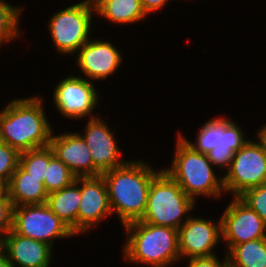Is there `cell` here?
Segmentation results:
<instances>
[{
  "label": "cell",
  "mask_w": 266,
  "mask_h": 267,
  "mask_svg": "<svg viewBox=\"0 0 266 267\" xmlns=\"http://www.w3.org/2000/svg\"><path fill=\"white\" fill-rule=\"evenodd\" d=\"M141 158H131L123 166L101 174L107 185L113 217L119 219L120 226L143 217L150 184L163 170L146 161L149 158Z\"/></svg>",
  "instance_id": "1"
},
{
  "label": "cell",
  "mask_w": 266,
  "mask_h": 267,
  "mask_svg": "<svg viewBox=\"0 0 266 267\" xmlns=\"http://www.w3.org/2000/svg\"><path fill=\"white\" fill-rule=\"evenodd\" d=\"M40 95L12 98L0 110V141L20 153L50 143L54 125Z\"/></svg>",
  "instance_id": "2"
},
{
  "label": "cell",
  "mask_w": 266,
  "mask_h": 267,
  "mask_svg": "<svg viewBox=\"0 0 266 267\" xmlns=\"http://www.w3.org/2000/svg\"><path fill=\"white\" fill-rule=\"evenodd\" d=\"M121 259L127 264L147 267H174L180 264L178 230L140 220L125 224ZM126 261V262H125Z\"/></svg>",
  "instance_id": "3"
},
{
  "label": "cell",
  "mask_w": 266,
  "mask_h": 267,
  "mask_svg": "<svg viewBox=\"0 0 266 267\" xmlns=\"http://www.w3.org/2000/svg\"><path fill=\"white\" fill-rule=\"evenodd\" d=\"M176 137L172 159L167 167L162 166L163 170L196 204L204 197L215 202L222 200L225 197L223 175L206 154L194 150L178 133Z\"/></svg>",
  "instance_id": "4"
},
{
  "label": "cell",
  "mask_w": 266,
  "mask_h": 267,
  "mask_svg": "<svg viewBox=\"0 0 266 267\" xmlns=\"http://www.w3.org/2000/svg\"><path fill=\"white\" fill-rule=\"evenodd\" d=\"M237 122L239 123L230 115L228 117L215 115L205 120L201 127L199 126L194 141L188 139L189 137L182 133L181 129L177 133L194 150L206 154L213 166L224 175L230 168L235 152L250 140L246 129H243L244 126L241 127Z\"/></svg>",
  "instance_id": "5"
},
{
  "label": "cell",
  "mask_w": 266,
  "mask_h": 267,
  "mask_svg": "<svg viewBox=\"0 0 266 267\" xmlns=\"http://www.w3.org/2000/svg\"><path fill=\"white\" fill-rule=\"evenodd\" d=\"M78 1L54 11L46 23L54 51L64 57H72L95 34L94 4L90 0Z\"/></svg>",
  "instance_id": "6"
},
{
  "label": "cell",
  "mask_w": 266,
  "mask_h": 267,
  "mask_svg": "<svg viewBox=\"0 0 266 267\" xmlns=\"http://www.w3.org/2000/svg\"><path fill=\"white\" fill-rule=\"evenodd\" d=\"M198 205L162 170L151 182L147 206L140 221L179 229Z\"/></svg>",
  "instance_id": "7"
},
{
  "label": "cell",
  "mask_w": 266,
  "mask_h": 267,
  "mask_svg": "<svg viewBox=\"0 0 266 267\" xmlns=\"http://www.w3.org/2000/svg\"><path fill=\"white\" fill-rule=\"evenodd\" d=\"M60 81L57 80L52 89L53 107L60 116L66 119L79 121L98 117L96 109H100L101 90L85 78L79 77L73 73L65 75ZM98 89V90H97ZM101 103V104H100ZM98 107V108H97Z\"/></svg>",
  "instance_id": "8"
},
{
  "label": "cell",
  "mask_w": 266,
  "mask_h": 267,
  "mask_svg": "<svg viewBox=\"0 0 266 267\" xmlns=\"http://www.w3.org/2000/svg\"><path fill=\"white\" fill-rule=\"evenodd\" d=\"M254 135V138H250L235 152L230 168L223 175L227 196L239 197L246 190L266 182V148L257 135Z\"/></svg>",
  "instance_id": "9"
},
{
  "label": "cell",
  "mask_w": 266,
  "mask_h": 267,
  "mask_svg": "<svg viewBox=\"0 0 266 267\" xmlns=\"http://www.w3.org/2000/svg\"><path fill=\"white\" fill-rule=\"evenodd\" d=\"M12 230L21 236L44 242L53 249L58 240L76 237L46 203L13 207Z\"/></svg>",
  "instance_id": "10"
},
{
  "label": "cell",
  "mask_w": 266,
  "mask_h": 267,
  "mask_svg": "<svg viewBox=\"0 0 266 267\" xmlns=\"http://www.w3.org/2000/svg\"><path fill=\"white\" fill-rule=\"evenodd\" d=\"M95 34L83 44L79 50L72 56L74 58L76 70L80 72L77 76L85 78L93 83L107 81L116 71L123 67L124 59L122 48L115 45L109 39L104 37H97ZM96 35V36H95ZM121 49V50H120ZM83 76H82V75ZM102 81V82H101Z\"/></svg>",
  "instance_id": "11"
},
{
  "label": "cell",
  "mask_w": 266,
  "mask_h": 267,
  "mask_svg": "<svg viewBox=\"0 0 266 267\" xmlns=\"http://www.w3.org/2000/svg\"><path fill=\"white\" fill-rule=\"evenodd\" d=\"M100 115L98 117L87 119L85 126L81 131H77L81 137L86 141L90 150L93 166L102 174L106 171L118 168L126 164L130 159H123L125 157L124 151L119 145L114 134L116 129L111 128ZM114 131V132H113Z\"/></svg>",
  "instance_id": "12"
},
{
  "label": "cell",
  "mask_w": 266,
  "mask_h": 267,
  "mask_svg": "<svg viewBox=\"0 0 266 267\" xmlns=\"http://www.w3.org/2000/svg\"><path fill=\"white\" fill-rule=\"evenodd\" d=\"M221 212V232L223 252L232 246L250 240L266 238V223L239 197L230 198ZM224 244V245H223Z\"/></svg>",
  "instance_id": "13"
},
{
  "label": "cell",
  "mask_w": 266,
  "mask_h": 267,
  "mask_svg": "<svg viewBox=\"0 0 266 267\" xmlns=\"http://www.w3.org/2000/svg\"><path fill=\"white\" fill-rule=\"evenodd\" d=\"M193 214L178 229L181 260L216 255L218 244L222 243L221 217L214 220Z\"/></svg>",
  "instance_id": "14"
},
{
  "label": "cell",
  "mask_w": 266,
  "mask_h": 267,
  "mask_svg": "<svg viewBox=\"0 0 266 267\" xmlns=\"http://www.w3.org/2000/svg\"><path fill=\"white\" fill-rule=\"evenodd\" d=\"M81 201L77 216V238L92 231L113 218L106 182L102 175L80 177Z\"/></svg>",
  "instance_id": "15"
},
{
  "label": "cell",
  "mask_w": 266,
  "mask_h": 267,
  "mask_svg": "<svg viewBox=\"0 0 266 267\" xmlns=\"http://www.w3.org/2000/svg\"><path fill=\"white\" fill-rule=\"evenodd\" d=\"M53 130L49 146L54 155L60 159L78 177L100 176L101 173L93 166V159L86 141L76 131ZM63 132V133H62Z\"/></svg>",
  "instance_id": "16"
},
{
  "label": "cell",
  "mask_w": 266,
  "mask_h": 267,
  "mask_svg": "<svg viewBox=\"0 0 266 267\" xmlns=\"http://www.w3.org/2000/svg\"><path fill=\"white\" fill-rule=\"evenodd\" d=\"M54 250L48 244L21 236L12 229L4 236L3 252L12 267H51L56 263Z\"/></svg>",
  "instance_id": "17"
},
{
  "label": "cell",
  "mask_w": 266,
  "mask_h": 267,
  "mask_svg": "<svg viewBox=\"0 0 266 267\" xmlns=\"http://www.w3.org/2000/svg\"><path fill=\"white\" fill-rule=\"evenodd\" d=\"M96 20L105 19L111 25H134L143 23L148 16L143 10L141 0H99L95 5ZM98 18V19H97Z\"/></svg>",
  "instance_id": "18"
},
{
  "label": "cell",
  "mask_w": 266,
  "mask_h": 267,
  "mask_svg": "<svg viewBox=\"0 0 266 267\" xmlns=\"http://www.w3.org/2000/svg\"><path fill=\"white\" fill-rule=\"evenodd\" d=\"M7 193L13 207L44 204L48 197V192L40 179L30 176L20 166L16 168L7 184Z\"/></svg>",
  "instance_id": "19"
},
{
  "label": "cell",
  "mask_w": 266,
  "mask_h": 267,
  "mask_svg": "<svg viewBox=\"0 0 266 267\" xmlns=\"http://www.w3.org/2000/svg\"><path fill=\"white\" fill-rule=\"evenodd\" d=\"M81 201L80 177L69 186L48 193L46 204L77 237V216Z\"/></svg>",
  "instance_id": "20"
},
{
  "label": "cell",
  "mask_w": 266,
  "mask_h": 267,
  "mask_svg": "<svg viewBox=\"0 0 266 267\" xmlns=\"http://www.w3.org/2000/svg\"><path fill=\"white\" fill-rule=\"evenodd\" d=\"M226 256L228 267H266V238L234 245Z\"/></svg>",
  "instance_id": "21"
},
{
  "label": "cell",
  "mask_w": 266,
  "mask_h": 267,
  "mask_svg": "<svg viewBox=\"0 0 266 267\" xmlns=\"http://www.w3.org/2000/svg\"><path fill=\"white\" fill-rule=\"evenodd\" d=\"M25 5H16L6 0H0V49L6 44H12L22 39L20 29L21 18L23 19V11ZM22 16V17H21ZM22 37V38H21ZM12 42V43H11ZM0 50V51H1Z\"/></svg>",
  "instance_id": "22"
},
{
  "label": "cell",
  "mask_w": 266,
  "mask_h": 267,
  "mask_svg": "<svg viewBox=\"0 0 266 267\" xmlns=\"http://www.w3.org/2000/svg\"><path fill=\"white\" fill-rule=\"evenodd\" d=\"M76 176L72 171L60 160L49 146V165L44 179V186L48 193L61 190L71 185Z\"/></svg>",
  "instance_id": "23"
},
{
  "label": "cell",
  "mask_w": 266,
  "mask_h": 267,
  "mask_svg": "<svg viewBox=\"0 0 266 267\" xmlns=\"http://www.w3.org/2000/svg\"><path fill=\"white\" fill-rule=\"evenodd\" d=\"M49 165V145L20 153L19 166L30 176L44 184Z\"/></svg>",
  "instance_id": "24"
},
{
  "label": "cell",
  "mask_w": 266,
  "mask_h": 267,
  "mask_svg": "<svg viewBox=\"0 0 266 267\" xmlns=\"http://www.w3.org/2000/svg\"><path fill=\"white\" fill-rule=\"evenodd\" d=\"M20 152L0 141V180L8 184L12 174L19 166Z\"/></svg>",
  "instance_id": "25"
},
{
  "label": "cell",
  "mask_w": 266,
  "mask_h": 267,
  "mask_svg": "<svg viewBox=\"0 0 266 267\" xmlns=\"http://www.w3.org/2000/svg\"><path fill=\"white\" fill-rule=\"evenodd\" d=\"M239 198L266 223V182L246 190Z\"/></svg>",
  "instance_id": "26"
},
{
  "label": "cell",
  "mask_w": 266,
  "mask_h": 267,
  "mask_svg": "<svg viewBox=\"0 0 266 267\" xmlns=\"http://www.w3.org/2000/svg\"><path fill=\"white\" fill-rule=\"evenodd\" d=\"M13 204L8 193L0 198V234L4 237L12 229Z\"/></svg>",
  "instance_id": "27"
},
{
  "label": "cell",
  "mask_w": 266,
  "mask_h": 267,
  "mask_svg": "<svg viewBox=\"0 0 266 267\" xmlns=\"http://www.w3.org/2000/svg\"><path fill=\"white\" fill-rule=\"evenodd\" d=\"M221 254H216L213 256H207V257H195V258H190L186 260H181L180 263L182 262L186 267H228V260L226 253L224 252L221 258ZM222 259V260H221ZM188 260V261H187ZM187 262V263H186Z\"/></svg>",
  "instance_id": "28"
},
{
  "label": "cell",
  "mask_w": 266,
  "mask_h": 267,
  "mask_svg": "<svg viewBox=\"0 0 266 267\" xmlns=\"http://www.w3.org/2000/svg\"><path fill=\"white\" fill-rule=\"evenodd\" d=\"M170 2L171 0H141L143 10L147 16L154 15L163 8H167L165 7L167 5L169 7Z\"/></svg>",
  "instance_id": "29"
},
{
  "label": "cell",
  "mask_w": 266,
  "mask_h": 267,
  "mask_svg": "<svg viewBox=\"0 0 266 267\" xmlns=\"http://www.w3.org/2000/svg\"><path fill=\"white\" fill-rule=\"evenodd\" d=\"M258 128H257V131L255 132V134L263 142V144L266 148V123L262 124V126L258 127Z\"/></svg>",
  "instance_id": "30"
},
{
  "label": "cell",
  "mask_w": 266,
  "mask_h": 267,
  "mask_svg": "<svg viewBox=\"0 0 266 267\" xmlns=\"http://www.w3.org/2000/svg\"><path fill=\"white\" fill-rule=\"evenodd\" d=\"M0 267H12L11 263L8 261V258L4 252L0 254Z\"/></svg>",
  "instance_id": "31"
},
{
  "label": "cell",
  "mask_w": 266,
  "mask_h": 267,
  "mask_svg": "<svg viewBox=\"0 0 266 267\" xmlns=\"http://www.w3.org/2000/svg\"><path fill=\"white\" fill-rule=\"evenodd\" d=\"M7 193V184L0 180V198L3 197Z\"/></svg>",
  "instance_id": "32"
},
{
  "label": "cell",
  "mask_w": 266,
  "mask_h": 267,
  "mask_svg": "<svg viewBox=\"0 0 266 267\" xmlns=\"http://www.w3.org/2000/svg\"><path fill=\"white\" fill-rule=\"evenodd\" d=\"M4 249V237L0 234V254L3 253Z\"/></svg>",
  "instance_id": "33"
},
{
  "label": "cell",
  "mask_w": 266,
  "mask_h": 267,
  "mask_svg": "<svg viewBox=\"0 0 266 267\" xmlns=\"http://www.w3.org/2000/svg\"><path fill=\"white\" fill-rule=\"evenodd\" d=\"M94 5L99 1V0H90Z\"/></svg>",
  "instance_id": "34"
}]
</instances>
